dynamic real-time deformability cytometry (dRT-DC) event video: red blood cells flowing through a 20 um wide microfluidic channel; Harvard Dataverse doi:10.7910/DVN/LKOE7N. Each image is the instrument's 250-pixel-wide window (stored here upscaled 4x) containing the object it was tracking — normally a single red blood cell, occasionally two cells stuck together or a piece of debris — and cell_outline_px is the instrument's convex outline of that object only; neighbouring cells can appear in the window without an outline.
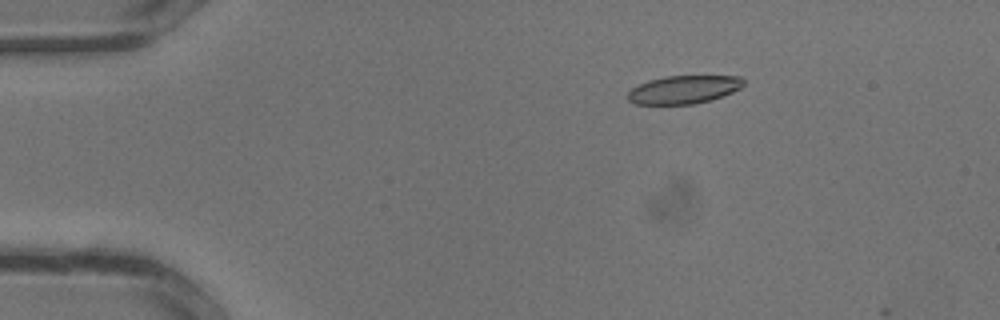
{"species": "common noctule bat (a hibernating species)", "species_latin": "Nyctalus noctula", "temperature_condition": "warm", "stored_images_in_passage": 10, "camera_frame_rate_fps": 3000, "um_per_image_px": 0.085, "animal": {"sex": "male", "body_mass_g": 13.3}, "frame": {"image": 1, "passage_image": 6, "time_ms": 1.667, "image_size_px": [1000, 320], "cell_outline_px": [[744, 84], [740, 88], [732, 92], [708, 100], [692, 104], [636, 104], [628, 100], [628, 92], [632, 88], [648, 80], [664, 76], [740, 76], [744, 80]], "centroid_in_image_um": [58.1, 7.6], "position_along_channel_um": 26.9, "area_um2": 18.79}}